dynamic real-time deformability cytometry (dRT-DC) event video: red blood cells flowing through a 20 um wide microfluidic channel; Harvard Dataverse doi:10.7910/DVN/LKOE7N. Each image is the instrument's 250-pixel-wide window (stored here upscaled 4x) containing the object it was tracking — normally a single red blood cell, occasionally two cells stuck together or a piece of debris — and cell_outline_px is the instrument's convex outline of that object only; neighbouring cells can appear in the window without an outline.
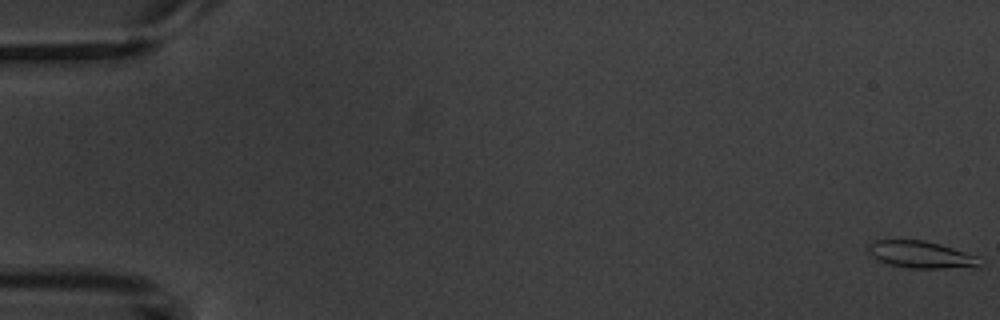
{"species": "common noctule bat (a hibernating species)", "species_latin": "Nyctalus noctula", "temperature_condition": "warm", "stored_images_in_passage": 5, "camera_frame_rate_fps": 3000, "um_per_image_px": 0.085, "animal": {"sex": "male", "body_mass_g": 20.1, "forearm_length_mm": 53.5}, "frame": {"image": 1, "passage_image": 1, "time_ms": 0.0, "image_size_px": [1000, 320], "cell_outline_px": [[984, 264], [976, 268], [912, 268], [888, 264], [872, 256], [868, 252], [868, 244], [876, 240], [924, 240], [940, 244], [980, 256]], "centroid_in_image_um": [78.39, 21.65], "position_along_channel_um": 6.6, "area_um2": 17.86}}
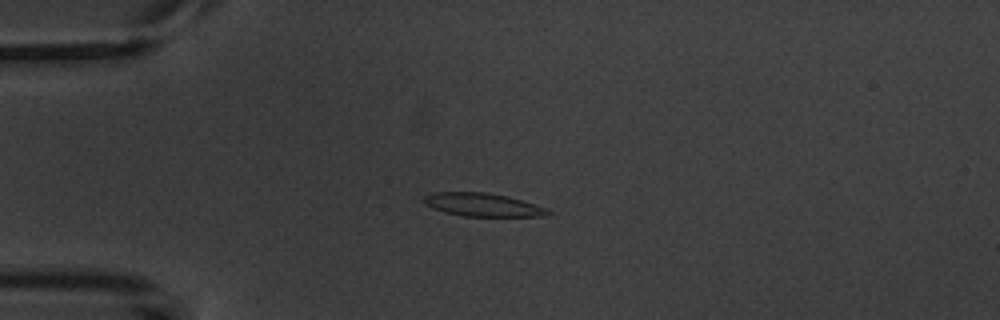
{"frame": {"image": 2, "passage_image": 5, "time_ms": 4.667, "image_size_px": [1000, 320], "cell_outline_px": [[552, 212], [540, 216], [464, 216], [444, 212], [432, 208], [424, 204], [424, 196], [436, 192], [484, 192], [508, 196], [544, 208]], "centroid_in_image_um": [40.95, 17.4], "position_along_channel_um": 44.1, "area_um2": 16.47}}